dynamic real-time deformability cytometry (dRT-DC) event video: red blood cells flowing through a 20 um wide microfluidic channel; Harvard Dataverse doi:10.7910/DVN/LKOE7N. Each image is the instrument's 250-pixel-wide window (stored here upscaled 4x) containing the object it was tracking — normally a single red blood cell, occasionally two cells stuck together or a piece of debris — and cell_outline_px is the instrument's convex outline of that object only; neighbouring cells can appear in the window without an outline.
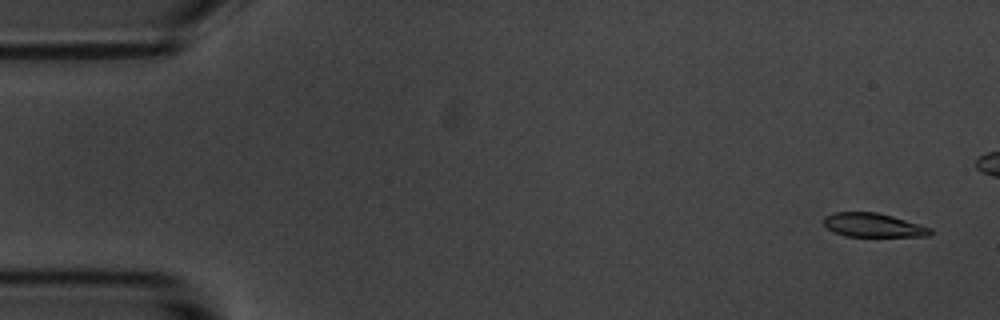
{"species": "common noctule bat (a hibernating species)", "species_latin": "Nyctalus noctula", "temperature_condition": "room temperature", "stored_images_in_passage": 6, "camera_frame_rate_fps": 3000, "um_per_image_px": 0.085, "animal": {"sex": "male", "body_mass_g": 20.1, "forearm_length_mm": 53.5}, "frame": {"image": 1, "passage_image": 1, "time_ms": 0.0, "image_size_px": [1000, 320], "cell_outline_px": [[932, 232], [928, 236], [844, 236], [828, 228], [824, 224], [824, 216], [832, 212], [876, 212], [892, 216], [932, 228]], "centroid_in_image_um": [74.21, 19.13], "position_along_channel_um": 10.8, "area_um2": 14.68}}